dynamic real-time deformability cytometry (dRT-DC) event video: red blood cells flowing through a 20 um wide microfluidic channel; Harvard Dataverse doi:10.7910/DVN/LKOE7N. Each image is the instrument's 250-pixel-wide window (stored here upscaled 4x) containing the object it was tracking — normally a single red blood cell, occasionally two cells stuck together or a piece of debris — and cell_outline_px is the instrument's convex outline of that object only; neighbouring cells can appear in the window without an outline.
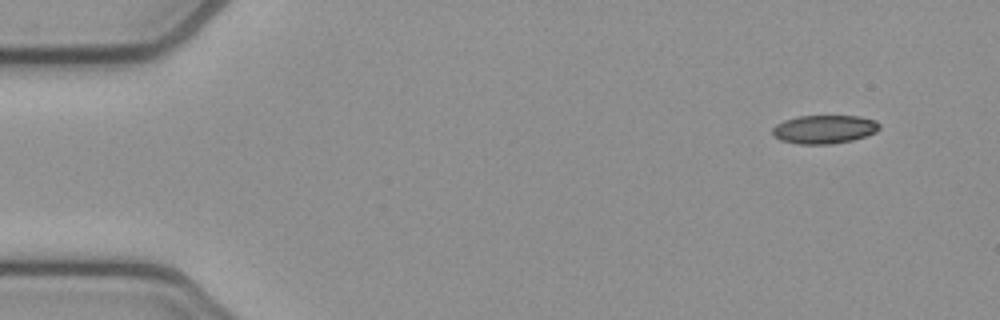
{"species": "common noctule bat (a hibernating species)", "species_latin": "Nyctalus noctula", "temperature_condition": "cold", "stored_images_in_passage": 49, "camera_frame_rate_fps": 3000, "um_per_image_px": 0.085, "animal": {"sex": "female", "body_mass_g": 21.9}, "frame": {"image": 1, "passage_image": 1, "time_ms": 0.0, "image_size_px": [1000, 320], "cell_outline_px": [[880, 128], [876, 132], [852, 140], [832, 144], [800, 144], [780, 140], [772, 136], [772, 128], [776, 124], [784, 120], [800, 116], [860, 116], [876, 120], [880, 124]], "centroid_in_image_um": [70.05, 10.99], "position_along_channel_um": 14.9, "area_um2": 17.86}}
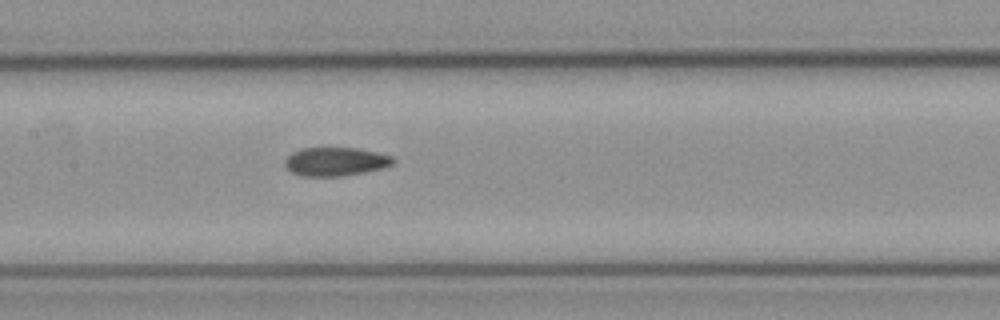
{"frame": {"image": 2, "passage_image": 22, "time_ms": 7.0, "image_size_px": [1000, 320], "cell_outline_px": [[396, 160], [392, 164], [380, 168], [364, 172], [340, 176], [304, 176], [292, 172], [284, 164], [284, 160], [292, 152], [300, 148], [360, 148], [392, 156]], "centroid_in_image_um": [28.51, 13.72], "position_along_channel_um": 178.9, "area_um2": 17.92}}
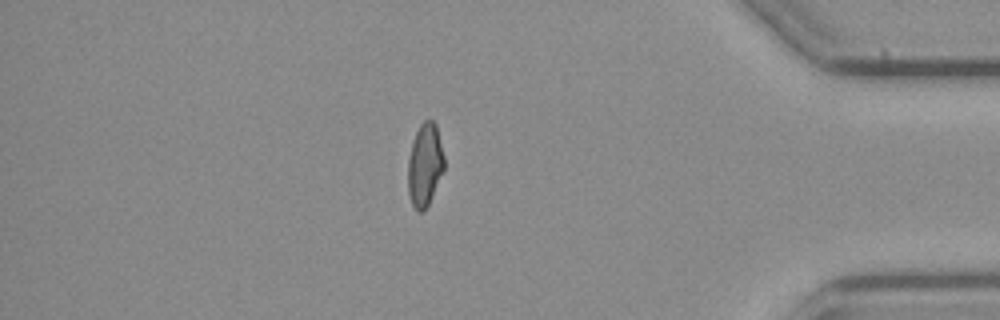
{"frame": {"image": 3, "passage_image": 42, "time_ms": 13.667, "image_size_px": [1000, 320], "cell_outline_px": [[444, 168], [428, 204], [424, 212], [416, 212], [412, 204], [408, 192], [408, 160], [412, 144], [416, 132], [420, 124], [424, 120], [432, 120], [436, 124], [444, 156]], "centroid_in_image_um": [36.1, 14.02], "position_along_channel_um": 399.1, "area_um2": 17.34}, "authors_computed_cell_mechanics": {"area_um2": 18.3226, "velocity_mm_per_s": 3.8728, "shape_relaxation_time_tau1_ms": null, "shape_relaxation_time_tau2_ms": 3.7444, "deformation_change_tau1": null, "deformation_change_tau2": 0.0978}}